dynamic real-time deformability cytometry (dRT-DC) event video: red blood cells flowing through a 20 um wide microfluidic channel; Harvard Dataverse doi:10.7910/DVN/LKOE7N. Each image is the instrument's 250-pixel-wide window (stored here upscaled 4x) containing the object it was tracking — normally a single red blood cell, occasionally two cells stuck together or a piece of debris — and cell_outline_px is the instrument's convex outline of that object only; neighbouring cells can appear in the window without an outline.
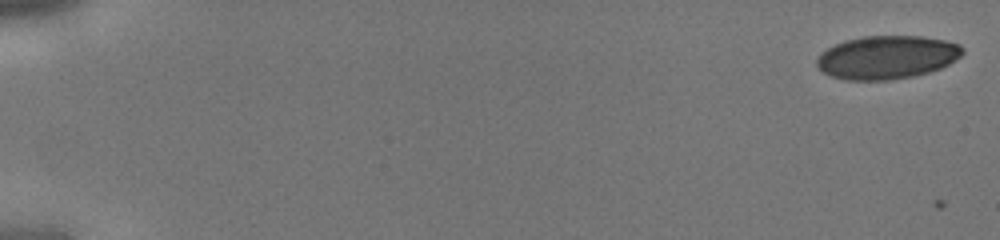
{"species": "human", "species_latin": "Homo sapiens", "temperature_condition": "cold", "stored_images_in_passage": 44, "camera_frame_rate_fps": 3000, "um_per_image_px": 0.085, "donor": {"sex": "male"}, "frame": {"image": 1, "passage_image": 1, "time_ms": 0.0, "image_size_px": [1000, 240], "cell_outline_px": [[964, 52], [960, 56], [948, 64], [940, 68], [928, 72], [912, 76], [888, 80], [844, 80], [832, 76], [824, 72], [816, 64], [816, 60], [820, 52], [844, 40], [864, 36], [920, 36], [944, 40], [960, 44], [964, 48]], "centroid_in_image_um": [75.38, 4.86], "position_along_channel_um": 9.6, "area_um2": 36.7}}
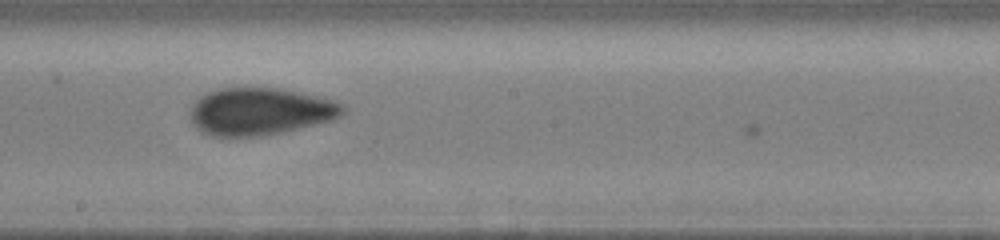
{"frame": {"image": 2, "passage_image": 26, "time_ms": 8.333, "image_size_px": [1000, 240], "cell_outline_px": [[348, 112], [332, 120], [300, 128], [264, 136], [212, 136], [196, 128], [192, 124], [192, 104], [200, 96], [208, 92], [220, 88], [280, 88], [324, 96], [340, 104]], "centroid_in_image_um": [22.15, 9.46], "position_along_channel_um": 226.1, "area_um2": 42.19}}
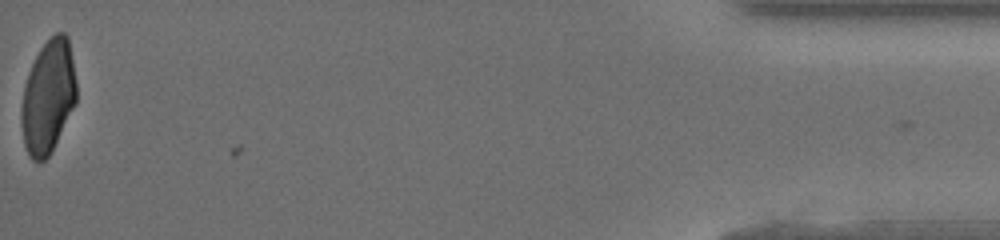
{"frame": {"image": 3, "passage_image": 44, "time_ms": 14.333, "image_size_px": [1000, 240], "cell_outline_px": [[76, 104], [52, 152], [44, 160], [36, 164], [28, 156], [24, 144], [20, 120], [20, 108], [24, 84], [28, 72], [40, 48], [56, 32], [64, 32], [68, 36], [76, 80]], "centroid_in_image_um": [4.08, 8.27], "position_along_channel_um": 431.1, "area_um2": 36.93}}